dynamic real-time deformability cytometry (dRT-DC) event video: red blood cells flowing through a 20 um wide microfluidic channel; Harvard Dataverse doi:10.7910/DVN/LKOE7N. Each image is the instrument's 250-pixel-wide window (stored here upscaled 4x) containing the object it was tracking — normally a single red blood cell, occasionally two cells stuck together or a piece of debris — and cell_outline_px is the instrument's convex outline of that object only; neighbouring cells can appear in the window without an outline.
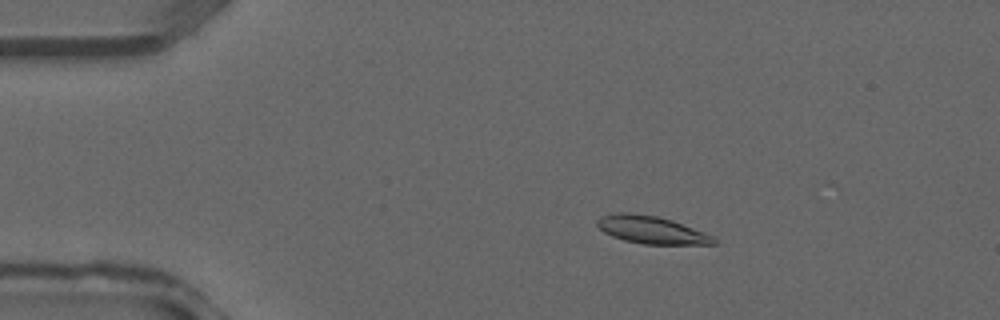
{"species": "common noctule bat (a hibernating species)", "species_latin": "Nyctalus noctula", "temperature_condition": "warm", "stored_images_in_passage": 16, "camera_frame_rate_fps": 3000, "um_per_image_px": 0.085, "animal": {"sex": "male", "forearm_length_mm": 52.5}, "frame": {"image": 1, "passage_image": 5, "time_ms": 1.333, "image_size_px": [1000, 320], "cell_outline_px": [[716, 244], [644, 244], [624, 240], [612, 236], [604, 232], [596, 224], [596, 220], [600, 216], [620, 212], [628, 212], [656, 216], [672, 220], [704, 232], [712, 236], [716, 240]], "centroid_in_image_um": [55.34, 19.53], "position_along_channel_um": 29.7, "area_um2": 18.61}}
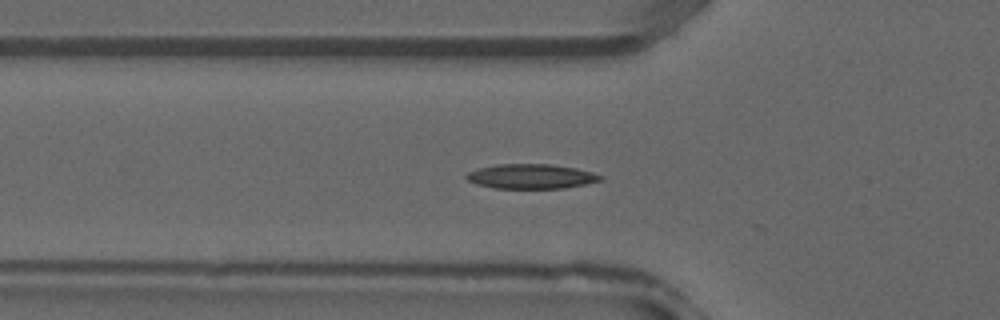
{"frame": {"image": 2, "passage_image": 11, "time_ms": 3.333, "image_size_px": [1000, 320], "cell_outline_px": [[604, 180], [564, 188], [496, 188], [476, 184], [468, 180], [464, 176], [468, 172], [476, 168], [496, 164], [552, 164], [576, 168], [592, 172], [604, 176]], "centroid_in_image_um": [45.14, 14.98], "position_along_channel_um": 80.7, "area_um2": 19.36}}
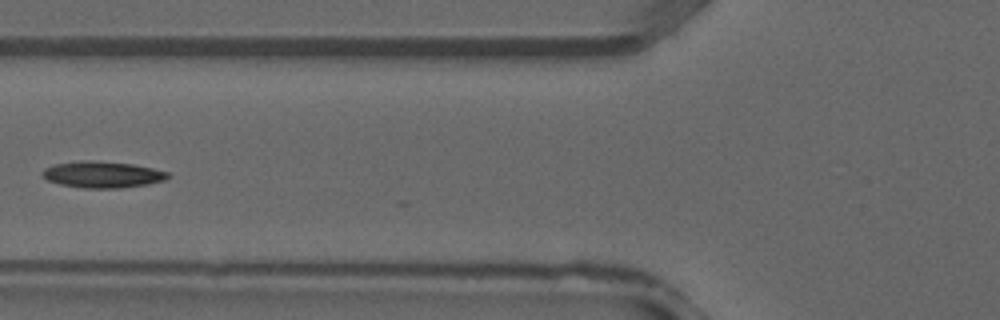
{"frame": {"image": 3, "passage_image": 13, "time_ms": 4.0, "image_size_px": [1000, 320], "cell_outline_px": [[172, 176], [164, 180], [148, 184], [120, 188], [84, 188], [60, 184], [48, 180], [40, 176], [40, 172], [44, 168], [56, 164], [80, 160], [92, 160], [132, 164], [152, 168], [168, 172]], "centroid_in_image_um": [8.69, 14.83], "position_along_channel_um": 117.1, "area_um2": 19.42}}